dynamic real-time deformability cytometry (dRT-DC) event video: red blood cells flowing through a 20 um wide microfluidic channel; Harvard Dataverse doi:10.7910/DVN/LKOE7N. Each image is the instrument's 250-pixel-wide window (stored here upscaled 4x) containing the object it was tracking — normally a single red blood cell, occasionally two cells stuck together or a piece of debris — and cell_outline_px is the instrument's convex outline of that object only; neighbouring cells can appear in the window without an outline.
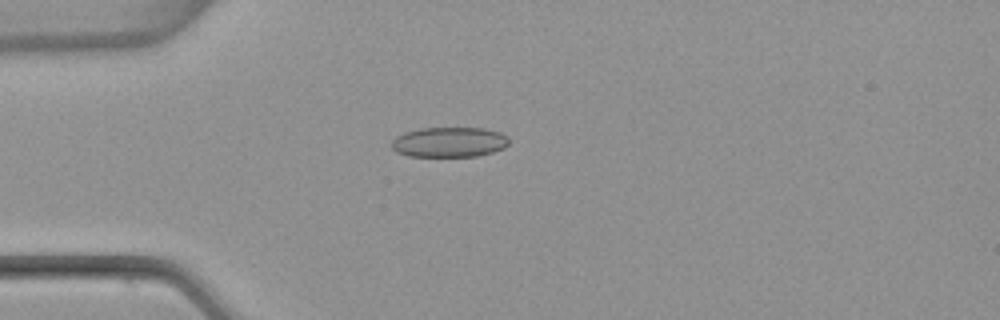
{"species": "common noctule bat (a hibernating species)", "species_latin": "Nyctalus noctula", "temperature_condition": "warm", "stored_images_in_passage": 4, "camera_frame_rate_fps": 3000, "um_per_image_px": 0.085, "animal": {"sex": "female", "body_mass_g": 22.7, "forearm_length_mm": 54.2}, "frame": {"image": 1, "passage_image": 4, "time_ms": 1.0, "image_size_px": [1000, 320], "cell_outline_px": [[508, 144], [504, 148], [492, 152], [476, 156], [408, 156], [396, 152], [388, 144], [396, 136], [404, 132], [420, 128], [484, 128], [500, 132], [508, 136]], "centroid_in_image_um": [38.15, 12.07], "position_along_channel_um": 46.9, "area_um2": 20.75}}